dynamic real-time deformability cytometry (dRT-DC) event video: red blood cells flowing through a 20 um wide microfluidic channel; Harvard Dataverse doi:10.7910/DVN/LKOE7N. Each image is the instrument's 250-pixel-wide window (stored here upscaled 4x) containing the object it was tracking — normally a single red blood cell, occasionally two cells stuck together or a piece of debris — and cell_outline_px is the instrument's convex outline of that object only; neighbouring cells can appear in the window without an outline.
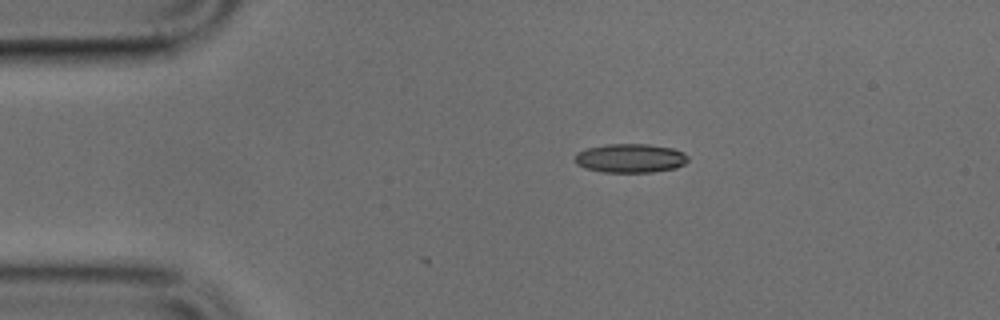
{"species": "common noctule bat (a hibernating species)", "species_latin": "Nyctalus noctula", "temperature_condition": "cold", "stored_images_in_passage": 2, "camera_frame_rate_fps": 3000, "um_per_image_px": 0.085, "animal": {"sex": "male", "body_mass_g": 17.9, "forearm_length_mm": 54.2}, "frame": {"image": 1, "passage_image": 2, "time_ms": 0.333, "image_size_px": [1000, 320], "cell_outline_px": [[688, 160], [684, 164], [676, 168], [652, 172], [604, 172], [584, 168], [576, 164], [576, 152], [588, 148], [608, 144], [648, 144], [672, 148], [684, 152], [688, 156]], "centroid_in_image_um": [53.59, 13.45], "position_along_channel_um": 31.4, "area_um2": 19.07}}